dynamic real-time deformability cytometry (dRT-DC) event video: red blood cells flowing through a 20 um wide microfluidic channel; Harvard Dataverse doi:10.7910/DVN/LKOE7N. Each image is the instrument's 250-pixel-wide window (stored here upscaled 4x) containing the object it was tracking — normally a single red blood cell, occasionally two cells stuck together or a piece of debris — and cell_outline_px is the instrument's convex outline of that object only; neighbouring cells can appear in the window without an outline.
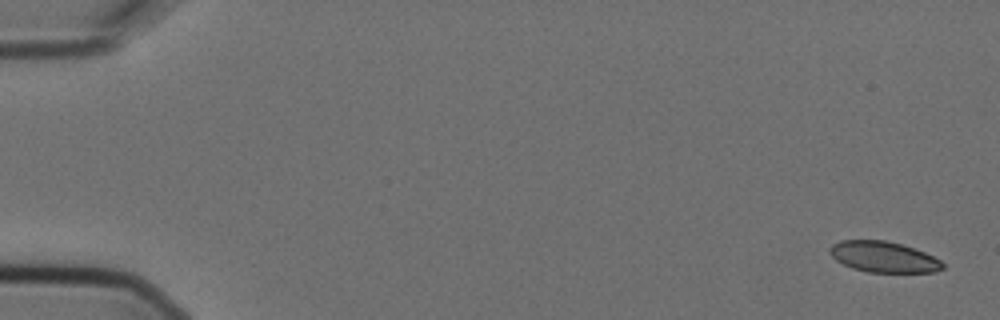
{"species": "Egyptian fruit bat (a non-hibernating species)", "species_latin": "Rousettus aegyptiacus", "temperature_condition": "cold", "stored_images_in_passage": 5, "camera_frame_rate_fps": 3000, "um_per_image_px": 0.085, "animal": {"sex": "female"}, "frame": {"image": 1, "passage_image": 1, "time_ms": 0.0, "image_size_px": [1000, 320], "cell_outline_px": [[944, 268], [936, 272], [868, 272], [852, 268], [836, 260], [828, 252], [828, 248], [832, 244], [840, 240], [884, 240], [900, 244], [924, 252], [940, 260], [944, 264]], "centroid_in_image_um": [75.07, 21.84], "position_along_channel_um": 9.9, "area_um2": 20.23}}
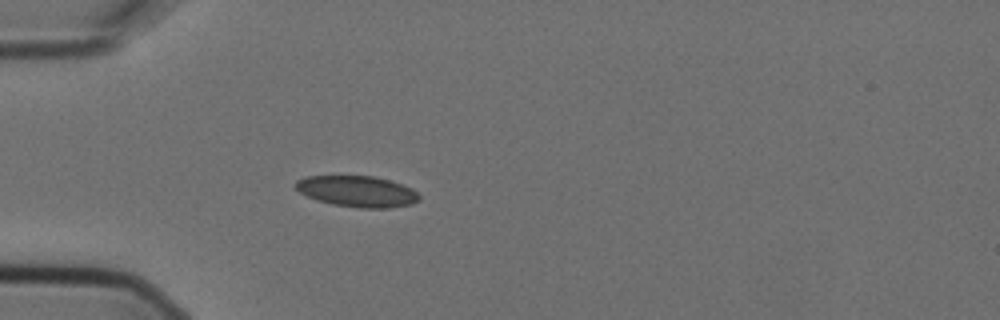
{"frame": {"image": 2, "passage_image": 5, "time_ms": 1.333, "image_size_px": [1000, 320], "cell_outline_px": [[420, 200], [412, 204], [388, 208], [360, 208], [332, 204], [316, 200], [300, 192], [296, 188], [296, 180], [304, 176], [372, 176], [388, 180], [412, 188], [420, 196]], "centroid_in_image_um": [30.36, 16.27], "position_along_channel_um": 54.6, "area_um2": 22.31}}